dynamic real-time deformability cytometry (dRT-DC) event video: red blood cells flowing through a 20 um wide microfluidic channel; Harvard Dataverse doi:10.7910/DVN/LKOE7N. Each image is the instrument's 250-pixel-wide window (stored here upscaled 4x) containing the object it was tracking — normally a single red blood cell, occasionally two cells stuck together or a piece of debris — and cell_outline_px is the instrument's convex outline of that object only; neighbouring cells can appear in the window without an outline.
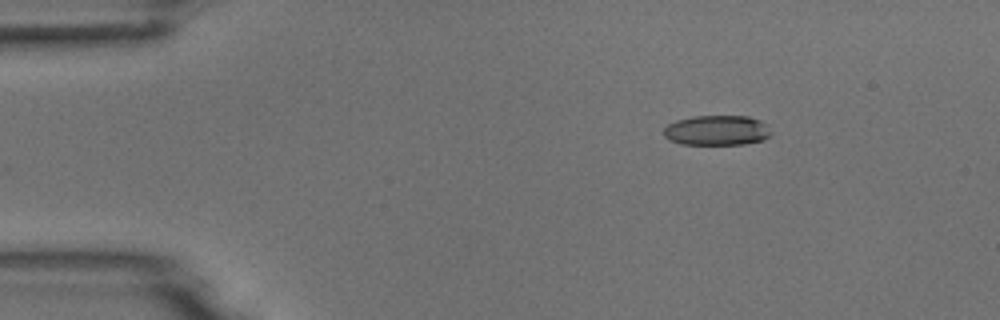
{"species": "common noctule bat (a hibernating species)", "species_latin": "Nyctalus noctula", "temperature_condition": "room temperature", "stored_images_in_passage": 3, "camera_frame_rate_fps": 3000, "um_per_image_px": 0.085, "animal": {"sex": "male", "body_mass_g": 18.8}, "frame": {"image": 1, "passage_image": 1, "time_ms": 0.0, "image_size_px": [1000, 320], "cell_outline_px": [[772, 136], [764, 140], [744, 144], [680, 144], [668, 140], [664, 136], [664, 128], [668, 124], [676, 120], [692, 116], [748, 116], [760, 120], [772, 132]], "centroid_in_image_um": [60.93, 11.08], "position_along_channel_um": 24.1, "area_um2": 18.96}}